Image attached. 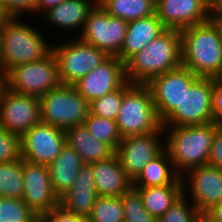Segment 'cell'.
Returning <instances> with one entry per match:
<instances>
[{"mask_svg": "<svg viewBox=\"0 0 222 222\" xmlns=\"http://www.w3.org/2000/svg\"><path fill=\"white\" fill-rule=\"evenodd\" d=\"M66 0H37L36 6H35V16L34 19L37 16L40 17L44 12L47 10L56 7L57 5L63 3Z\"/></svg>", "mask_w": 222, "mask_h": 222, "instance_id": "ab89813d", "label": "cell"}, {"mask_svg": "<svg viewBox=\"0 0 222 222\" xmlns=\"http://www.w3.org/2000/svg\"><path fill=\"white\" fill-rule=\"evenodd\" d=\"M41 122L66 130L83 125L89 103L73 85L61 84L40 98Z\"/></svg>", "mask_w": 222, "mask_h": 222, "instance_id": "52a82bcc", "label": "cell"}, {"mask_svg": "<svg viewBox=\"0 0 222 222\" xmlns=\"http://www.w3.org/2000/svg\"><path fill=\"white\" fill-rule=\"evenodd\" d=\"M88 222H124L121 196H98Z\"/></svg>", "mask_w": 222, "mask_h": 222, "instance_id": "f546056e", "label": "cell"}, {"mask_svg": "<svg viewBox=\"0 0 222 222\" xmlns=\"http://www.w3.org/2000/svg\"><path fill=\"white\" fill-rule=\"evenodd\" d=\"M181 66L180 31L166 29L125 63V77L132 84H147L153 77Z\"/></svg>", "mask_w": 222, "mask_h": 222, "instance_id": "6da1fadb", "label": "cell"}, {"mask_svg": "<svg viewBox=\"0 0 222 222\" xmlns=\"http://www.w3.org/2000/svg\"><path fill=\"white\" fill-rule=\"evenodd\" d=\"M21 136L0 126V163L21 160Z\"/></svg>", "mask_w": 222, "mask_h": 222, "instance_id": "e575fe53", "label": "cell"}, {"mask_svg": "<svg viewBox=\"0 0 222 222\" xmlns=\"http://www.w3.org/2000/svg\"><path fill=\"white\" fill-rule=\"evenodd\" d=\"M44 222H88L87 218L65 211L58 206L39 216Z\"/></svg>", "mask_w": 222, "mask_h": 222, "instance_id": "8d00e7d4", "label": "cell"}, {"mask_svg": "<svg viewBox=\"0 0 222 222\" xmlns=\"http://www.w3.org/2000/svg\"><path fill=\"white\" fill-rule=\"evenodd\" d=\"M168 184H182V180L165 149L149 161L132 181V187H155Z\"/></svg>", "mask_w": 222, "mask_h": 222, "instance_id": "d4e9b609", "label": "cell"}, {"mask_svg": "<svg viewBox=\"0 0 222 222\" xmlns=\"http://www.w3.org/2000/svg\"><path fill=\"white\" fill-rule=\"evenodd\" d=\"M166 28L156 14L128 22L124 44L117 56L124 64Z\"/></svg>", "mask_w": 222, "mask_h": 222, "instance_id": "7402d4cb", "label": "cell"}, {"mask_svg": "<svg viewBox=\"0 0 222 222\" xmlns=\"http://www.w3.org/2000/svg\"><path fill=\"white\" fill-rule=\"evenodd\" d=\"M83 166L79 154L65 144L60 154L48 166L52 189L59 198L71 188Z\"/></svg>", "mask_w": 222, "mask_h": 222, "instance_id": "603a6c76", "label": "cell"}, {"mask_svg": "<svg viewBox=\"0 0 222 222\" xmlns=\"http://www.w3.org/2000/svg\"><path fill=\"white\" fill-rule=\"evenodd\" d=\"M23 194L22 159L0 163V197L22 199Z\"/></svg>", "mask_w": 222, "mask_h": 222, "instance_id": "83f0119b", "label": "cell"}, {"mask_svg": "<svg viewBox=\"0 0 222 222\" xmlns=\"http://www.w3.org/2000/svg\"><path fill=\"white\" fill-rule=\"evenodd\" d=\"M14 18L13 14L5 7L0 0V30Z\"/></svg>", "mask_w": 222, "mask_h": 222, "instance_id": "60d3db41", "label": "cell"}, {"mask_svg": "<svg viewBox=\"0 0 222 222\" xmlns=\"http://www.w3.org/2000/svg\"><path fill=\"white\" fill-rule=\"evenodd\" d=\"M4 79L7 89L39 98L62 84L53 52L41 60L14 66Z\"/></svg>", "mask_w": 222, "mask_h": 222, "instance_id": "ba28073f", "label": "cell"}, {"mask_svg": "<svg viewBox=\"0 0 222 222\" xmlns=\"http://www.w3.org/2000/svg\"><path fill=\"white\" fill-rule=\"evenodd\" d=\"M162 127L164 149L180 176L192 168L208 164L216 130L215 122L202 125Z\"/></svg>", "mask_w": 222, "mask_h": 222, "instance_id": "277c9868", "label": "cell"}, {"mask_svg": "<svg viewBox=\"0 0 222 222\" xmlns=\"http://www.w3.org/2000/svg\"><path fill=\"white\" fill-rule=\"evenodd\" d=\"M121 199L125 222H157V219L146 211L140 194L133 187L124 193Z\"/></svg>", "mask_w": 222, "mask_h": 222, "instance_id": "d6a6232c", "label": "cell"}, {"mask_svg": "<svg viewBox=\"0 0 222 222\" xmlns=\"http://www.w3.org/2000/svg\"><path fill=\"white\" fill-rule=\"evenodd\" d=\"M213 78L199 77L184 91L180 104L162 121V126H191L214 122L212 92Z\"/></svg>", "mask_w": 222, "mask_h": 222, "instance_id": "9c48e42d", "label": "cell"}, {"mask_svg": "<svg viewBox=\"0 0 222 222\" xmlns=\"http://www.w3.org/2000/svg\"><path fill=\"white\" fill-rule=\"evenodd\" d=\"M24 194L22 200L40 216L59 206V197L54 193L49 167L22 159Z\"/></svg>", "mask_w": 222, "mask_h": 222, "instance_id": "2e32d148", "label": "cell"}, {"mask_svg": "<svg viewBox=\"0 0 222 222\" xmlns=\"http://www.w3.org/2000/svg\"><path fill=\"white\" fill-rule=\"evenodd\" d=\"M32 222H44L39 216L34 219Z\"/></svg>", "mask_w": 222, "mask_h": 222, "instance_id": "c3c4849f", "label": "cell"}, {"mask_svg": "<svg viewBox=\"0 0 222 222\" xmlns=\"http://www.w3.org/2000/svg\"><path fill=\"white\" fill-rule=\"evenodd\" d=\"M97 4V0H66L63 3L44 12L40 19L52 28L74 33L71 37H78L81 33L89 12ZM42 17V18H41ZM79 31V32H78ZM75 35V36H74Z\"/></svg>", "mask_w": 222, "mask_h": 222, "instance_id": "d6986e66", "label": "cell"}, {"mask_svg": "<svg viewBox=\"0 0 222 222\" xmlns=\"http://www.w3.org/2000/svg\"><path fill=\"white\" fill-rule=\"evenodd\" d=\"M37 217L22 199L0 197V222H32Z\"/></svg>", "mask_w": 222, "mask_h": 222, "instance_id": "1f68e13d", "label": "cell"}, {"mask_svg": "<svg viewBox=\"0 0 222 222\" xmlns=\"http://www.w3.org/2000/svg\"><path fill=\"white\" fill-rule=\"evenodd\" d=\"M211 19L215 22L220 30V34L222 37V12H212Z\"/></svg>", "mask_w": 222, "mask_h": 222, "instance_id": "7bdbcfd3", "label": "cell"}, {"mask_svg": "<svg viewBox=\"0 0 222 222\" xmlns=\"http://www.w3.org/2000/svg\"><path fill=\"white\" fill-rule=\"evenodd\" d=\"M181 180L183 194L200 213L208 212L222 201V169L201 165L186 171Z\"/></svg>", "mask_w": 222, "mask_h": 222, "instance_id": "7c38bea8", "label": "cell"}, {"mask_svg": "<svg viewBox=\"0 0 222 222\" xmlns=\"http://www.w3.org/2000/svg\"><path fill=\"white\" fill-rule=\"evenodd\" d=\"M66 37L59 42L55 40L57 43L53 42L52 52L58 62L61 83L73 85L110 56L78 37Z\"/></svg>", "mask_w": 222, "mask_h": 222, "instance_id": "8992f818", "label": "cell"}, {"mask_svg": "<svg viewBox=\"0 0 222 222\" xmlns=\"http://www.w3.org/2000/svg\"><path fill=\"white\" fill-rule=\"evenodd\" d=\"M89 165L98 196H122L132 188V180L122 168L116 154Z\"/></svg>", "mask_w": 222, "mask_h": 222, "instance_id": "44dd1931", "label": "cell"}, {"mask_svg": "<svg viewBox=\"0 0 222 222\" xmlns=\"http://www.w3.org/2000/svg\"><path fill=\"white\" fill-rule=\"evenodd\" d=\"M198 208L182 194L157 222H198Z\"/></svg>", "mask_w": 222, "mask_h": 222, "instance_id": "836d02e7", "label": "cell"}, {"mask_svg": "<svg viewBox=\"0 0 222 222\" xmlns=\"http://www.w3.org/2000/svg\"><path fill=\"white\" fill-rule=\"evenodd\" d=\"M216 80V86L218 88H222V70L221 72L218 74V76L215 78Z\"/></svg>", "mask_w": 222, "mask_h": 222, "instance_id": "7dc6e473", "label": "cell"}, {"mask_svg": "<svg viewBox=\"0 0 222 222\" xmlns=\"http://www.w3.org/2000/svg\"><path fill=\"white\" fill-rule=\"evenodd\" d=\"M180 34L182 66L198 77L215 79L222 70V37L215 22L186 27Z\"/></svg>", "mask_w": 222, "mask_h": 222, "instance_id": "7a4b0ae2", "label": "cell"}, {"mask_svg": "<svg viewBox=\"0 0 222 222\" xmlns=\"http://www.w3.org/2000/svg\"><path fill=\"white\" fill-rule=\"evenodd\" d=\"M84 125L94 138L108 144L116 151L122 140L116 121L99 117L89 112L84 121Z\"/></svg>", "mask_w": 222, "mask_h": 222, "instance_id": "f1b7e54d", "label": "cell"}, {"mask_svg": "<svg viewBox=\"0 0 222 222\" xmlns=\"http://www.w3.org/2000/svg\"><path fill=\"white\" fill-rule=\"evenodd\" d=\"M14 17H34L37 0H1Z\"/></svg>", "mask_w": 222, "mask_h": 222, "instance_id": "d590c367", "label": "cell"}, {"mask_svg": "<svg viewBox=\"0 0 222 222\" xmlns=\"http://www.w3.org/2000/svg\"><path fill=\"white\" fill-rule=\"evenodd\" d=\"M164 149L163 130L122 138L115 151L127 176L133 181L144 166Z\"/></svg>", "mask_w": 222, "mask_h": 222, "instance_id": "5bb4252c", "label": "cell"}, {"mask_svg": "<svg viewBox=\"0 0 222 222\" xmlns=\"http://www.w3.org/2000/svg\"><path fill=\"white\" fill-rule=\"evenodd\" d=\"M65 144V130L40 122L21 135L22 158L49 166Z\"/></svg>", "mask_w": 222, "mask_h": 222, "instance_id": "9a60e30c", "label": "cell"}, {"mask_svg": "<svg viewBox=\"0 0 222 222\" xmlns=\"http://www.w3.org/2000/svg\"><path fill=\"white\" fill-rule=\"evenodd\" d=\"M214 218L222 221V201L217 203L212 209L208 211Z\"/></svg>", "mask_w": 222, "mask_h": 222, "instance_id": "b9f144b4", "label": "cell"}, {"mask_svg": "<svg viewBox=\"0 0 222 222\" xmlns=\"http://www.w3.org/2000/svg\"><path fill=\"white\" fill-rule=\"evenodd\" d=\"M140 194L146 211L158 219L183 194L182 184L155 187H133Z\"/></svg>", "mask_w": 222, "mask_h": 222, "instance_id": "484cf974", "label": "cell"}, {"mask_svg": "<svg viewBox=\"0 0 222 222\" xmlns=\"http://www.w3.org/2000/svg\"><path fill=\"white\" fill-rule=\"evenodd\" d=\"M198 222H222L214 218L209 212H201Z\"/></svg>", "mask_w": 222, "mask_h": 222, "instance_id": "ee69618b", "label": "cell"}, {"mask_svg": "<svg viewBox=\"0 0 222 222\" xmlns=\"http://www.w3.org/2000/svg\"><path fill=\"white\" fill-rule=\"evenodd\" d=\"M127 25V21L109 15L97 3L89 12L78 38L117 57L124 44Z\"/></svg>", "mask_w": 222, "mask_h": 222, "instance_id": "30bf717a", "label": "cell"}, {"mask_svg": "<svg viewBox=\"0 0 222 222\" xmlns=\"http://www.w3.org/2000/svg\"><path fill=\"white\" fill-rule=\"evenodd\" d=\"M132 85L126 81L119 89L89 103V112L99 117L116 121L123 93Z\"/></svg>", "mask_w": 222, "mask_h": 222, "instance_id": "4dcf8cb0", "label": "cell"}, {"mask_svg": "<svg viewBox=\"0 0 222 222\" xmlns=\"http://www.w3.org/2000/svg\"><path fill=\"white\" fill-rule=\"evenodd\" d=\"M40 122L39 97L17 93L4 86L0 94V126L21 136Z\"/></svg>", "mask_w": 222, "mask_h": 222, "instance_id": "8fae6325", "label": "cell"}, {"mask_svg": "<svg viewBox=\"0 0 222 222\" xmlns=\"http://www.w3.org/2000/svg\"><path fill=\"white\" fill-rule=\"evenodd\" d=\"M214 0H156L155 14L166 29L181 31L211 19Z\"/></svg>", "mask_w": 222, "mask_h": 222, "instance_id": "e0dca14e", "label": "cell"}, {"mask_svg": "<svg viewBox=\"0 0 222 222\" xmlns=\"http://www.w3.org/2000/svg\"><path fill=\"white\" fill-rule=\"evenodd\" d=\"M26 21L29 19L14 17L0 30V68L4 74L14 66L41 60L52 52V40L46 39L43 28Z\"/></svg>", "mask_w": 222, "mask_h": 222, "instance_id": "3957f363", "label": "cell"}, {"mask_svg": "<svg viewBox=\"0 0 222 222\" xmlns=\"http://www.w3.org/2000/svg\"><path fill=\"white\" fill-rule=\"evenodd\" d=\"M111 16L130 22L155 14L156 0H97Z\"/></svg>", "mask_w": 222, "mask_h": 222, "instance_id": "4316f807", "label": "cell"}, {"mask_svg": "<svg viewBox=\"0 0 222 222\" xmlns=\"http://www.w3.org/2000/svg\"><path fill=\"white\" fill-rule=\"evenodd\" d=\"M65 134L66 144L79 154L84 164L102 161L115 154L108 144L94 138L84 124L66 129Z\"/></svg>", "mask_w": 222, "mask_h": 222, "instance_id": "cb8c5ba5", "label": "cell"}, {"mask_svg": "<svg viewBox=\"0 0 222 222\" xmlns=\"http://www.w3.org/2000/svg\"><path fill=\"white\" fill-rule=\"evenodd\" d=\"M97 197L92 168L84 164L74 184L59 198V206L69 213L88 218Z\"/></svg>", "mask_w": 222, "mask_h": 222, "instance_id": "ffe728a7", "label": "cell"}, {"mask_svg": "<svg viewBox=\"0 0 222 222\" xmlns=\"http://www.w3.org/2000/svg\"><path fill=\"white\" fill-rule=\"evenodd\" d=\"M211 101L214 122L216 124H222V88L214 87Z\"/></svg>", "mask_w": 222, "mask_h": 222, "instance_id": "f35d334b", "label": "cell"}, {"mask_svg": "<svg viewBox=\"0 0 222 222\" xmlns=\"http://www.w3.org/2000/svg\"><path fill=\"white\" fill-rule=\"evenodd\" d=\"M199 77L188 68L175 70L153 77L146 85L152 93L158 117L163 121L180 104L183 93Z\"/></svg>", "mask_w": 222, "mask_h": 222, "instance_id": "4fadbf2b", "label": "cell"}, {"mask_svg": "<svg viewBox=\"0 0 222 222\" xmlns=\"http://www.w3.org/2000/svg\"><path fill=\"white\" fill-rule=\"evenodd\" d=\"M4 86H5L4 72L0 68V94H1L2 89L4 88Z\"/></svg>", "mask_w": 222, "mask_h": 222, "instance_id": "bcb514c9", "label": "cell"}, {"mask_svg": "<svg viewBox=\"0 0 222 222\" xmlns=\"http://www.w3.org/2000/svg\"><path fill=\"white\" fill-rule=\"evenodd\" d=\"M116 123L122 138L163 130L152 93L146 84H132L123 93Z\"/></svg>", "mask_w": 222, "mask_h": 222, "instance_id": "5b68a950", "label": "cell"}, {"mask_svg": "<svg viewBox=\"0 0 222 222\" xmlns=\"http://www.w3.org/2000/svg\"><path fill=\"white\" fill-rule=\"evenodd\" d=\"M126 81L125 64L116 56H110L73 86L90 103L116 91Z\"/></svg>", "mask_w": 222, "mask_h": 222, "instance_id": "ac0fdd59", "label": "cell"}, {"mask_svg": "<svg viewBox=\"0 0 222 222\" xmlns=\"http://www.w3.org/2000/svg\"><path fill=\"white\" fill-rule=\"evenodd\" d=\"M212 12H222V0H214Z\"/></svg>", "mask_w": 222, "mask_h": 222, "instance_id": "f6af8a7d", "label": "cell"}, {"mask_svg": "<svg viewBox=\"0 0 222 222\" xmlns=\"http://www.w3.org/2000/svg\"><path fill=\"white\" fill-rule=\"evenodd\" d=\"M208 164L215 168L222 169V124H216Z\"/></svg>", "mask_w": 222, "mask_h": 222, "instance_id": "74e56055", "label": "cell"}]
</instances>
